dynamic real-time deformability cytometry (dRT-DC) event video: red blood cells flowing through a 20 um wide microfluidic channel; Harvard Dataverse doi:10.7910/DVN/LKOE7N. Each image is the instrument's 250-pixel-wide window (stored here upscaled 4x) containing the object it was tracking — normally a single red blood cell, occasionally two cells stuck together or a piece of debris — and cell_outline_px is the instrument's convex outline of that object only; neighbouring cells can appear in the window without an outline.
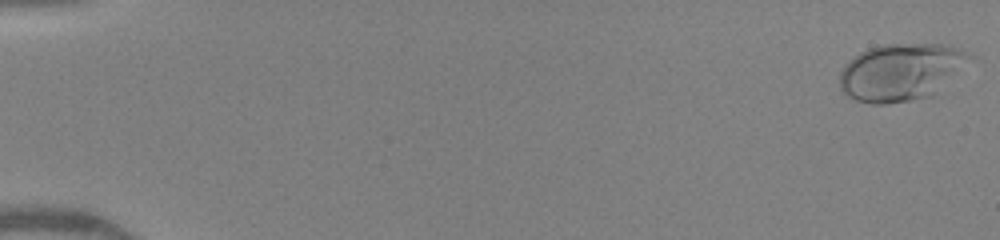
{"species": "human", "species_latin": "Homo sapiens", "temperature_condition": "warm", "stored_images_in_passage": 50, "camera_frame_rate_fps": 3000, "um_per_image_px": 0.085, "donor": {"sex": "female"}, "frame": {"image": 1, "passage_image": 1, "time_ms": 0.0, "image_size_px": [1000, 240], "cell_outline_px": [[972, 56], [932, 96], [912, 100], [884, 104], [872, 104], [856, 100], [848, 96], [840, 88], [840, 72], [844, 64], [860, 52], [868, 48], [884, 44], [940, 44], [960, 48]], "centroid_in_image_um": [76.51, 6.12], "position_along_channel_um": 8.5, "area_um2": 42.71}}
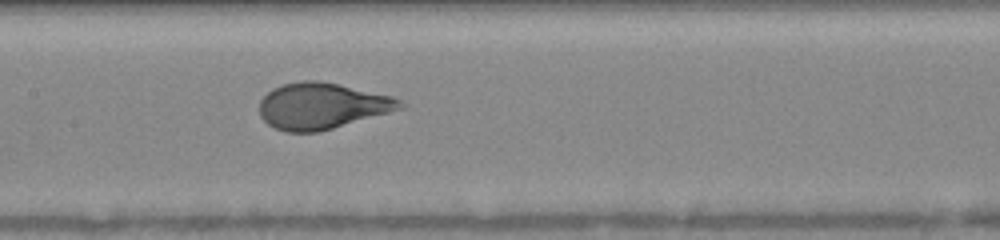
{"frame": {"image": 2, "passage_image": 26, "time_ms": 8.333, "image_size_px": [1000, 240], "cell_outline_px": [[408, 108], [332, 128], [316, 132], [284, 132], [268, 124], [260, 116], [260, 100], [272, 88], [284, 84], [300, 80], [316, 80], [336, 84], [392, 96], [408, 104]], "centroid_in_image_um": [27.4, 9.01], "position_along_channel_um": 180.0, "area_um2": 37.92}}
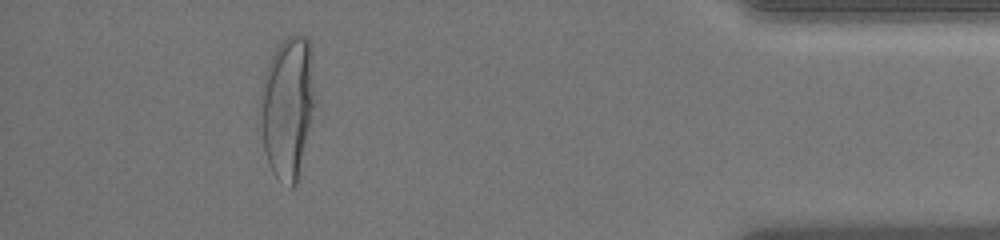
{"frame": {"image": 3, "passage_image": 46, "time_ms": 15.0, "image_size_px": [1000, 240], "cell_outline_px": [[320, 100], [296, 184], [292, 188], [288, 188], [272, 172], [268, 164], [264, 152], [260, 100], [260, 92], [264, 72], [276, 48], [288, 36], [296, 32], [304, 36], [308, 40], [312, 48]], "centroid_in_image_um": [24.55, 9.07], "position_along_channel_um": 410.6, "area_um2": 47.51}, "authors_computed_cell_mechanics": {"area_um2": 38.5815, "velocity_mm_per_s": 4.0996, "shape_relaxation_time_tau1_ms": 3.7175, "shape_relaxation_time_tau2_ms": null, "deformation_change_tau1": 0.193, "deformation_change_tau2": null}}